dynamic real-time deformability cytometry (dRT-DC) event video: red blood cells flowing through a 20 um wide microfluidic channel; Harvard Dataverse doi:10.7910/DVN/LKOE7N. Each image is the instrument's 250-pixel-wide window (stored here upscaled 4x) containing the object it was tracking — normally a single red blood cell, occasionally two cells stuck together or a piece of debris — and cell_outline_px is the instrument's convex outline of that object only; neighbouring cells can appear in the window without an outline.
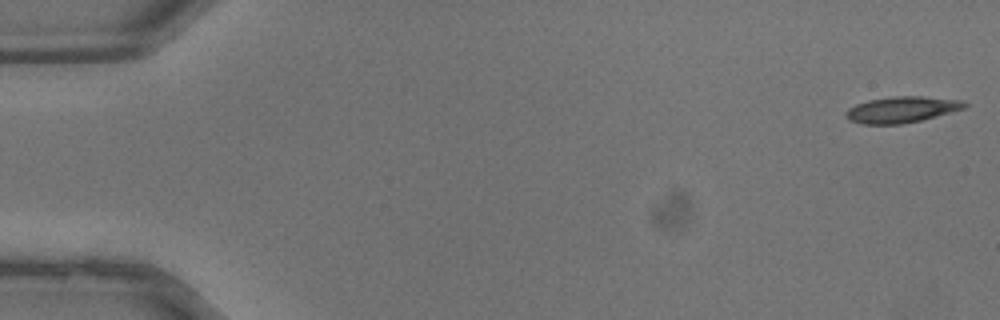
{"species": "common noctule bat (a hibernating species)", "species_latin": "Nyctalus noctula", "temperature_condition": "warm", "stored_images_in_passage": 29, "camera_frame_rate_fps": 3000, "um_per_image_px": 0.085, "animal": {"sex": "male", "body_mass_g": 13.3}, "frame": {"image": 1, "passage_image": 1, "time_ms": 0.0, "image_size_px": [1000, 320], "cell_outline_px": [[968, 104], [964, 108], [936, 116], [920, 120], [900, 124], [860, 124], [848, 120], [844, 116], [844, 112], [848, 108], [856, 104], [868, 100], [892, 96], [924, 96], [960, 100]], "centroid_in_image_um": [76.57, 9.31], "position_along_channel_um": 8.4, "area_um2": 18.09}}
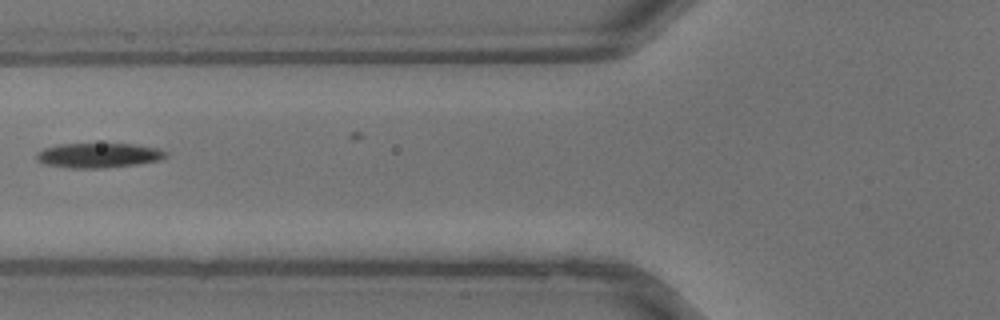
{"frame": {"image": 2, "passage_image": 15, "time_ms": 4.667, "image_size_px": [1000, 320], "cell_outline_px": [[168, 156], [160, 160], [136, 164], [104, 168], [68, 168], [44, 164], [36, 160], [36, 152], [44, 148], [56, 144], [132, 144], [160, 148], [168, 152]], "centroid_in_image_um": [8.37, 13.2], "position_along_channel_um": 117.4, "area_um2": 18.84}}
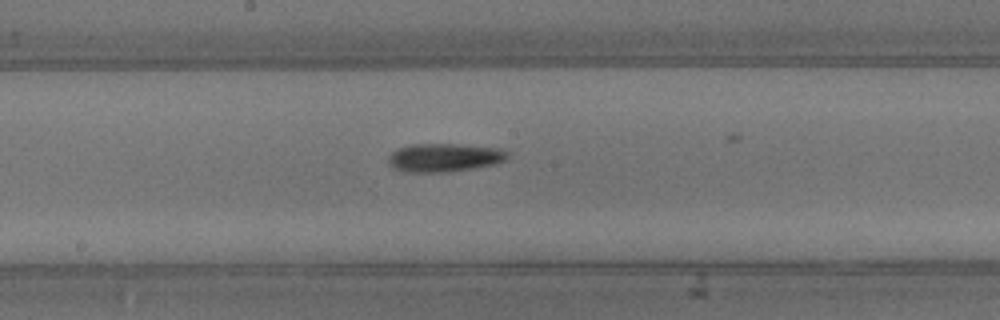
{"frame": {"image": 3, "passage_image": 20, "time_ms": 6.333, "image_size_px": [1000, 320], "cell_outline_px": [[508, 156], [504, 160], [496, 164], [476, 168], [448, 172], [404, 172], [392, 168], [388, 164], [388, 156], [396, 148], [412, 144], [456, 144], [500, 148], [508, 152]], "centroid_in_image_um": [37.73, 13.4], "position_along_channel_um": 210.5, "area_um2": 20.0}}